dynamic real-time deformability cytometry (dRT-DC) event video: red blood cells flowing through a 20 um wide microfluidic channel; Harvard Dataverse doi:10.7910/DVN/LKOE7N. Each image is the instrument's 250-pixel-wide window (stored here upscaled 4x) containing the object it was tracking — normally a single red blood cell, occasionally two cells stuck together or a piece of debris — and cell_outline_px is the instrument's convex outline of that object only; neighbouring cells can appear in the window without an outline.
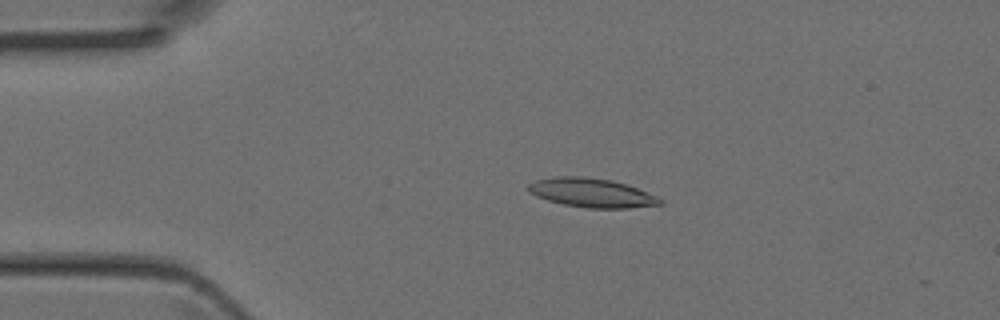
{"species": "Egyptian fruit bat (a non-hibernating species)", "species_latin": "Rousettus aegyptiacus", "temperature_condition": "room temperature", "stored_images_in_passage": 3, "camera_frame_rate_fps": 3000, "um_per_image_px": 0.085, "animal": {"sex": "female"}, "frame": {"image": 1, "passage_image": 3, "time_ms": 0.667, "image_size_px": [1000, 320], "cell_outline_px": [[664, 204], [628, 208], [588, 208], [564, 204], [548, 200], [536, 196], [528, 192], [528, 184], [536, 180], [556, 176], [584, 176], [612, 180], [636, 188], [656, 196], [664, 200]], "centroid_in_image_um": [50.28, 16.38], "position_along_channel_um": 34.7, "area_um2": 22.2}}